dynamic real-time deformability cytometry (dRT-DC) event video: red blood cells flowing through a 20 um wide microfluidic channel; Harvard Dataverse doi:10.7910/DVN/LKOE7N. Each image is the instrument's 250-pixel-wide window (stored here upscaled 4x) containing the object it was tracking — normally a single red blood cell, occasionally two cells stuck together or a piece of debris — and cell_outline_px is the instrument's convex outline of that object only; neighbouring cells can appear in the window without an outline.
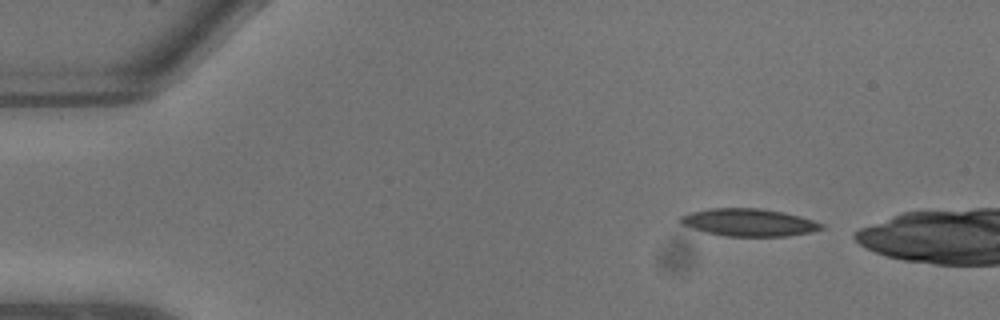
{"species": "common noctule bat (a hibernating species)", "species_latin": "Nyctalus noctula", "temperature_condition": "warm", "stored_images_in_passage": 9, "camera_frame_rate_fps": 3000, "um_per_image_px": 0.085, "animal": {"sex": "male", "body_mass_g": 13.3}, "frame": {"image": 1, "passage_image": 1, "time_ms": 0.0, "image_size_px": [1000, 320], "cell_outline_px": [[824, 228], [812, 232], [788, 236], [724, 236], [704, 232], [680, 224], [680, 216], [692, 212], [708, 208], [760, 208], [784, 212], [800, 216], [824, 224]], "centroid_in_image_um": [63.65, 18.91], "position_along_channel_um": 21.3, "area_um2": 22.72}}
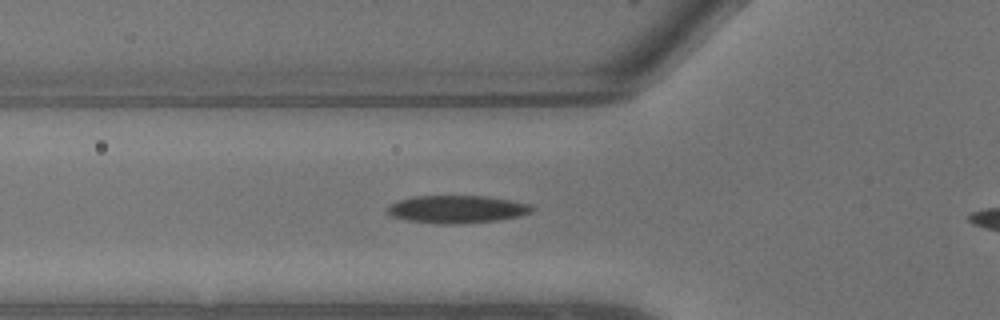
{"frame": {"image": 2, "passage_image": 6, "time_ms": 1.667, "image_size_px": [1000, 320], "cell_outline_px": [[532, 212], [520, 216], [496, 220], [452, 224], [444, 224], [408, 220], [392, 216], [388, 212], [388, 208], [392, 204], [400, 200], [412, 196], [488, 196], [528, 204], [532, 208]], "centroid_in_image_um": [38.84, 17.78], "position_along_channel_um": 87.0, "area_um2": 22.83}}
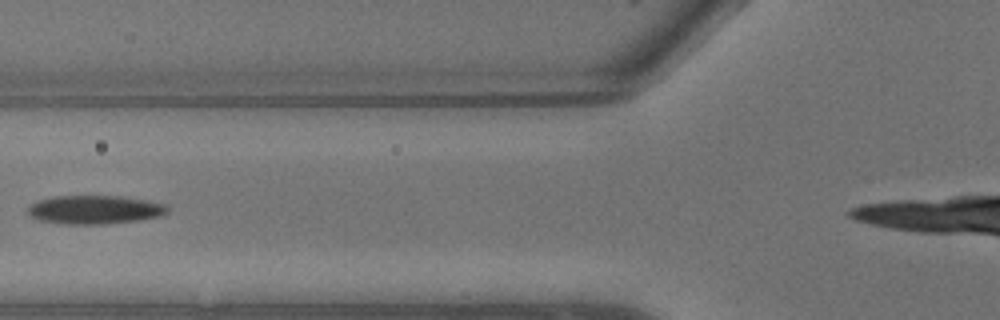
{"frame": {"image": 3, "passage_image": 7, "time_ms": 2.0, "image_size_px": [1000, 320], "cell_outline_px": [[168, 212], [160, 216], [136, 220], [104, 224], [64, 224], [36, 220], [28, 212], [28, 204], [36, 200], [56, 196], [120, 196], [168, 204]], "centroid_in_image_um": [8.01, 17.82], "position_along_channel_um": 117.8, "area_um2": 23.35}}